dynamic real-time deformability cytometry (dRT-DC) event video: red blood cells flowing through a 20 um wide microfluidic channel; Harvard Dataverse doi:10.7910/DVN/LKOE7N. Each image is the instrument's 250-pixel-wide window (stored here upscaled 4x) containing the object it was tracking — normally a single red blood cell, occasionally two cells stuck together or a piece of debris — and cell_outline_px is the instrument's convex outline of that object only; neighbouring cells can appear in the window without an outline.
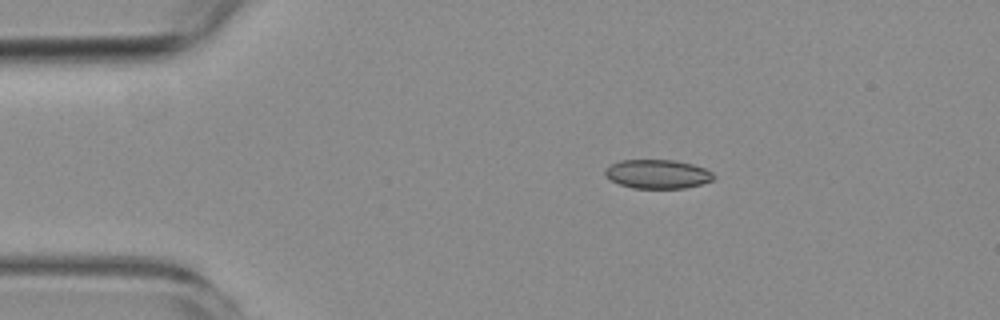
{"species": "common noctule bat (a hibernating species)", "species_latin": "Nyctalus noctula", "temperature_condition": "room temperature", "stored_images_in_passage": 6, "camera_frame_rate_fps": 3000, "um_per_image_px": 0.085, "animal": {"sex": "female", "body_mass_g": 19.3, "forearm_length_mm": 54.1}, "frame": {"image": 1, "passage_image": 6, "time_ms": 6.0, "image_size_px": [1000, 320], "cell_outline_px": [[716, 176], [712, 180], [700, 184], [684, 188], [632, 188], [620, 184], [612, 180], [604, 172], [612, 164], [620, 160], [676, 160], [692, 164], [704, 168], [712, 172]], "centroid_in_image_um": [55.93, 14.79], "position_along_channel_um": 29.1, "area_um2": 18.09}}